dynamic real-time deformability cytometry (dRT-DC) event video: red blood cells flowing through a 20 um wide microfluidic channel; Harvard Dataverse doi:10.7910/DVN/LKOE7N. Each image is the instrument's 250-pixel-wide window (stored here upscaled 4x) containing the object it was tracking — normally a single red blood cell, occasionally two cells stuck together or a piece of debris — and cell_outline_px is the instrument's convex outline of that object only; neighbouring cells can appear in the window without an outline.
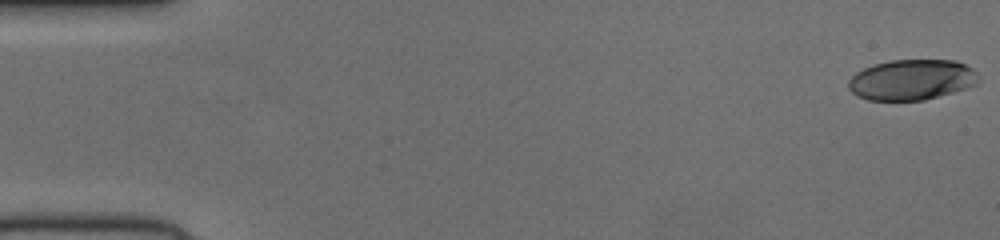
{"species": "human", "species_latin": "Homo sapiens", "temperature_condition": "cold", "stored_images_in_passage": 52, "camera_frame_rate_fps": 3000, "um_per_image_px": 0.085, "donor": {"sex": "female"}, "frame": {"image": 1, "passage_image": 1, "time_ms": 0.0, "image_size_px": [1000, 240], "cell_outline_px": [[980, 80], [976, 84], [968, 88], [924, 100], [868, 100], [856, 96], [848, 88], [848, 80], [856, 72], [872, 64], [888, 60], [956, 60], [972, 68], [980, 76]], "centroid_in_image_um": [77.5, 6.77], "position_along_channel_um": 7.5, "area_um2": 31.04}}
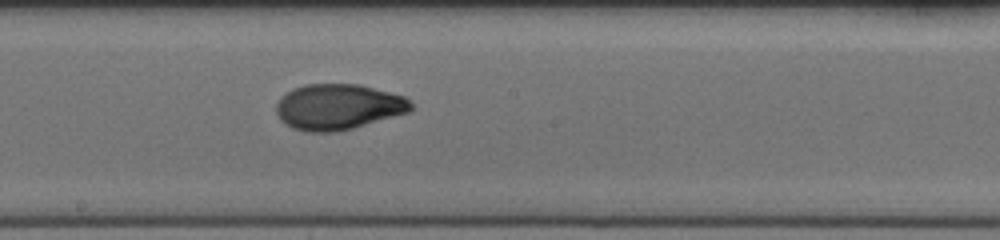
{"frame": {"image": 2, "passage_image": 29, "time_ms": 9.333, "image_size_px": [1000, 240], "cell_outline_px": [[412, 108], [408, 112], [352, 128], [336, 132], [308, 132], [292, 128], [284, 124], [280, 120], [276, 112], [276, 104], [280, 96], [292, 88], [304, 84], [360, 84], [404, 96], [412, 104]], "centroid_in_image_um": [28.68, 9.08], "position_along_channel_um": 219.5, "area_um2": 35.95}}
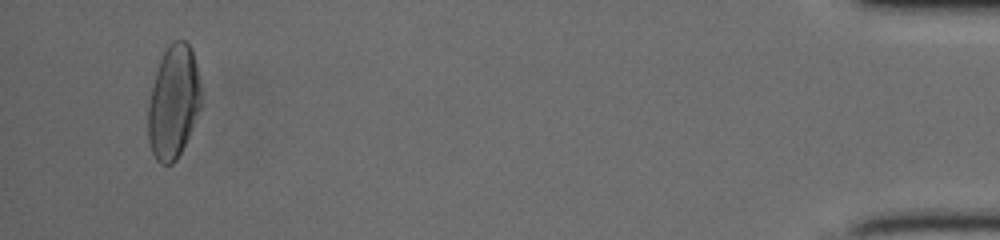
{"frame": {"image": 3, "passage_image": 50, "time_ms": 16.333, "image_size_px": [1000, 240], "cell_outline_px": [[200, 108], [188, 136], [176, 160], [172, 164], [160, 164], [156, 160], [152, 152], [148, 140], [148, 104], [156, 72], [160, 60], [168, 44], [172, 40], [184, 40], [188, 44], [192, 52], [200, 84]], "centroid_in_image_um": [14.72, 8.69], "position_along_channel_um": 420.5, "area_um2": 34.51}}